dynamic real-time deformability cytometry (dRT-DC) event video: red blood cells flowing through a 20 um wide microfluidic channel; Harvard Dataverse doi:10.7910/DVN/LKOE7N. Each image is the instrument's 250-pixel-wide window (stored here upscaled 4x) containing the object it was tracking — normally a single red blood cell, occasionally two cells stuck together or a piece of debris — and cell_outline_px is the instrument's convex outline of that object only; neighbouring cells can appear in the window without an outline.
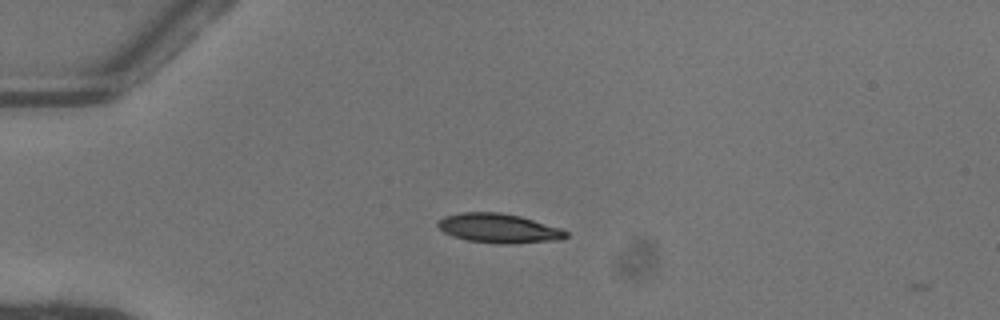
{"species": "common noctule bat (a hibernating species)", "species_latin": "Nyctalus noctula", "temperature_condition": "warm", "stored_images_in_passage": 2, "camera_frame_rate_fps": 3000, "um_per_image_px": 0.085, "animal": {"sex": "female"}, "frame": {"image": 1, "passage_image": 1, "time_ms": 0.0, "image_size_px": [1000, 320], "cell_outline_px": [[568, 236], [560, 240], [512, 244], [496, 244], [468, 240], [452, 236], [444, 232], [436, 224], [444, 216], [460, 212], [500, 212], [520, 216], [560, 228], [568, 232]], "centroid_in_image_um": [42.4, 19.41], "position_along_channel_um": 42.6, "area_um2": 21.96}}